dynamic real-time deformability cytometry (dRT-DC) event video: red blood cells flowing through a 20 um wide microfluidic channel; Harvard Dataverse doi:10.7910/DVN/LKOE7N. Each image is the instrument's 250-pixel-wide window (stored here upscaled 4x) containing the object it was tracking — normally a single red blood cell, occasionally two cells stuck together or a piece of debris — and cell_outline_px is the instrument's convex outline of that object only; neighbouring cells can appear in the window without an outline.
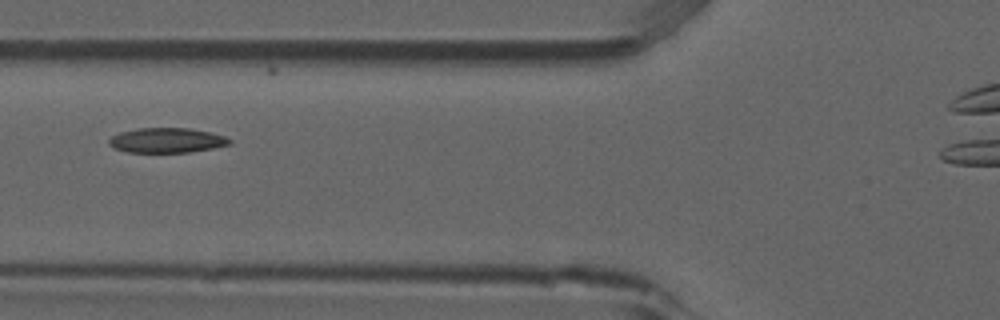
{"species": "common noctule bat (a hibernating species)", "species_latin": "Nyctalus noctula", "temperature_condition": "room temperature", "stored_images_in_passage": 2, "camera_frame_rate_fps": 3000, "um_per_image_px": 0.085, "animal": {"sex": "male", "forearm_length_mm": 52.5}, "frame": {"image": 1, "passage_image": 2, "time_ms": 0.333, "image_size_px": [1000, 320], "cell_outline_px": [[232, 144], [212, 148], [188, 152], [128, 152], [112, 148], [108, 144], [108, 140], [112, 136], [120, 132], [140, 128], [188, 128], [212, 132], [224, 136], [232, 140]], "centroid_in_image_um": [14.17, 11.92], "position_along_channel_um": 111.6, "area_um2": 17.51}}